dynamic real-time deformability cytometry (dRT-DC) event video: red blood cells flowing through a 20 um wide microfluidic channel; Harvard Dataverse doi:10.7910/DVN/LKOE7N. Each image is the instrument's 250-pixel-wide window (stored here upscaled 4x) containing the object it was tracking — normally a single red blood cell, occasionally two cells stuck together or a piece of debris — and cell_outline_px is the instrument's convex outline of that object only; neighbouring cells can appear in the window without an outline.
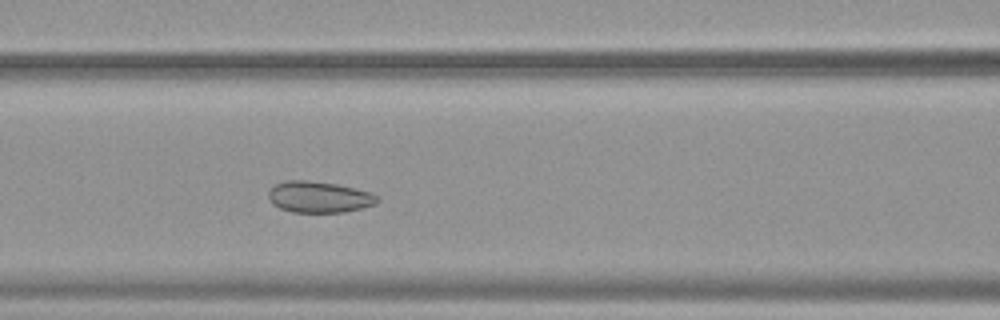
{"species": "common noctule bat (a hibernating species)", "species_latin": "Nyctalus noctula", "temperature_condition": "warm", "stored_images_in_passage": 48, "camera_frame_rate_fps": 3000, "um_per_image_px": 0.085, "animal": {"sex": "female", "body_mass_g": 19.9}, "frame": {"image": 1, "passage_image": 18, "time_ms": 5.667, "image_size_px": [1000, 320], "cell_outline_px": [[380, 200], [376, 204], [364, 208], [344, 212], [292, 212], [280, 208], [272, 204], [268, 200], [268, 192], [276, 184], [288, 180], [308, 180], [336, 184], [372, 192], [380, 196]], "centroid_in_image_um": [27.16, 16.75], "position_along_channel_um": 139.4, "area_um2": 20.06}}
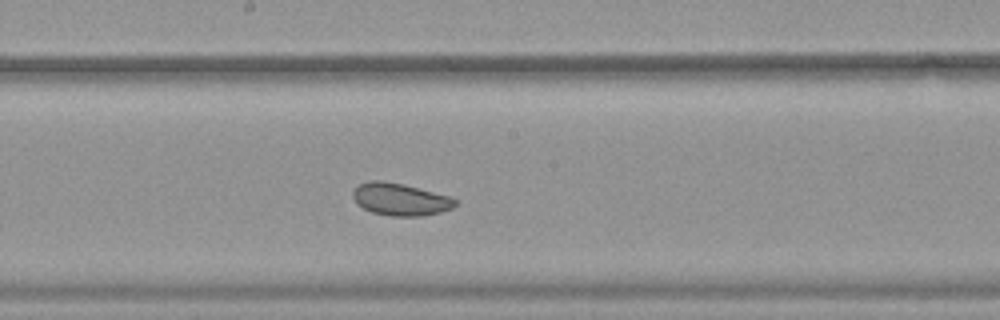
{"frame": {"image": 2, "passage_image": 24, "time_ms": 7.667, "image_size_px": [1000, 320], "cell_outline_px": [[456, 204], [452, 208], [440, 212], [420, 216], [392, 216], [372, 212], [356, 204], [352, 196], [352, 192], [360, 184], [368, 180], [380, 180], [404, 184], [452, 196], [456, 200]], "centroid_in_image_um": [34.02, 16.93], "position_along_channel_um": 214.2, "area_um2": 19.36}}
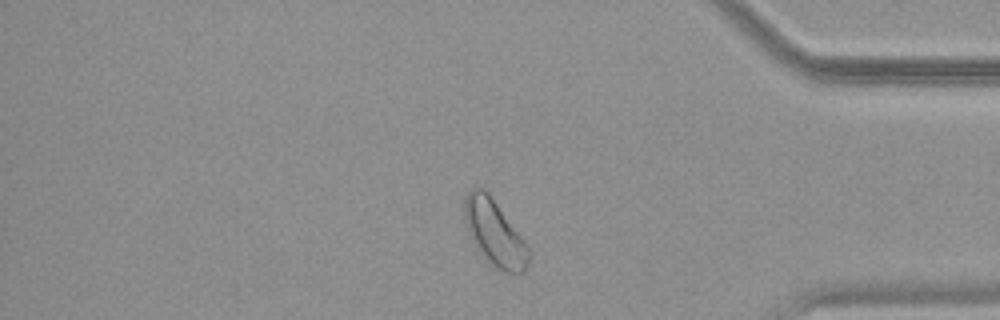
{"frame": {"image": 3, "passage_image": 40, "time_ms": 13.0, "image_size_px": [1000, 320], "cell_outline_px": [[532, 256], [528, 264], [516, 276], [504, 272], [488, 264], [484, 260], [476, 248], [468, 232], [464, 216], [464, 196], [472, 188], [484, 188], [488, 192], [528, 244], [532, 252]], "centroid_in_image_um": [42.06, 19.84], "position_along_channel_um": 393.1, "area_um2": 25.2}, "authors_computed_cell_mechanics": {"area_um2": 22.5709, "velocity_mm_per_s": 3.7523, "shape_relaxation_time_tau1_ms": null, "shape_relaxation_time_tau2_ms": 1.5128, "deformation_change_tau1": null, "deformation_change_tau2": 0.0656}}